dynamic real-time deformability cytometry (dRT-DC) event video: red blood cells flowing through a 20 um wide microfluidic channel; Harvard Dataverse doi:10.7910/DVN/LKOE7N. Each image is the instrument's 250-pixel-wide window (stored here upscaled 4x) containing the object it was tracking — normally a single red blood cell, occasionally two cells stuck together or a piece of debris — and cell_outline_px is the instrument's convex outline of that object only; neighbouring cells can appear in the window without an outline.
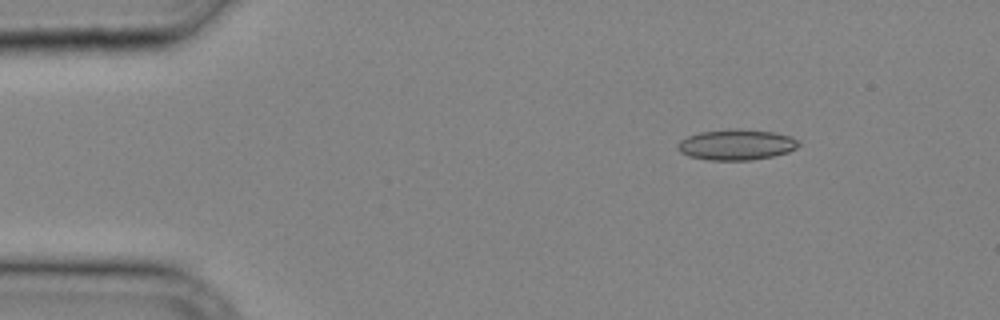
{"species": "common noctule bat (a hibernating species)", "species_latin": "Nyctalus noctula", "temperature_condition": "cold", "stored_images_in_passage": 33, "camera_frame_rate_fps": 3000, "um_per_image_px": 0.085, "animal": {"sex": "male", "body_mass_g": 20.4}, "frame": {"image": 1, "passage_image": 4, "time_ms": 1.0, "image_size_px": [1000, 320], "cell_outline_px": [[800, 144], [796, 148], [788, 152], [772, 156], [752, 160], [708, 160], [688, 156], [680, 152], [676, 148], [676, 144], [680, 140], [688, 136], [700, 132], [728, 128], [740, 128], [772, 132], [788, 136], [796, 140]], "centroid_in_image_um": [62.53, 12.29], "position_along_channel_um": 22.5, "area_um2": 21.73}}
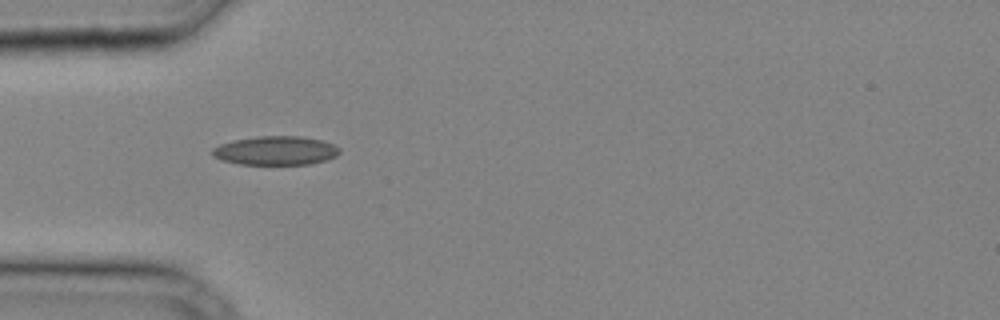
{"frame": {"image": 2, "passage_image": 10, "time_ms": 3.0, "image_size_px": [1000, 320], "cell_outline_px": [[340, 152], [336, 156], [324, 160], [308, 164], [240, 164], [220, 160], [212, 156], [212, 148], [220, 144], [232, 140], [256, 136], [300, 136], [324, 140], [340, 148]], "centroid_in_image_um": [23.4, 12.79], "position_along_channel_um": 61.6, "area_um2": 21.5}}
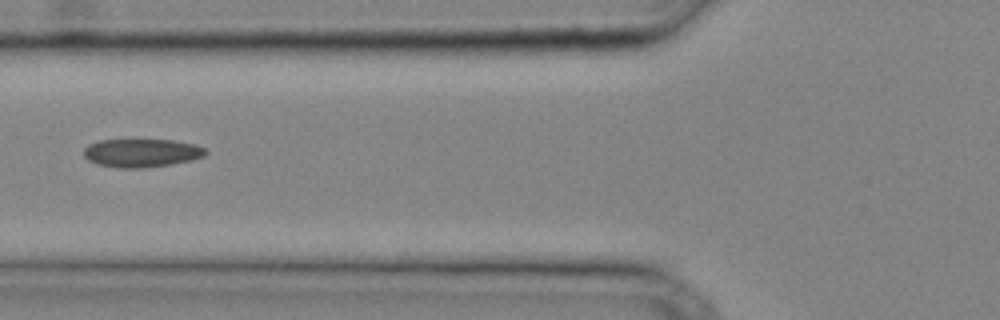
{"frame": {"image": 3, "passage_image": 13, "time_ms": 4.0, "image_size_px": [1000, 320], "cell_outline_px": [[208, 152], [204, 156], [192, 160], [172, 164], [140, 168], [120, 168], [96, 164], [88, 160], [84, 156], [84, 148], [88, 144], [100, 140], [172, 140], [196, 144], [204, 148]], "centroid_in_image_um": [12.03, 13.0], "position_along_channel_um": 113.8, "area_um2": 20.17}}